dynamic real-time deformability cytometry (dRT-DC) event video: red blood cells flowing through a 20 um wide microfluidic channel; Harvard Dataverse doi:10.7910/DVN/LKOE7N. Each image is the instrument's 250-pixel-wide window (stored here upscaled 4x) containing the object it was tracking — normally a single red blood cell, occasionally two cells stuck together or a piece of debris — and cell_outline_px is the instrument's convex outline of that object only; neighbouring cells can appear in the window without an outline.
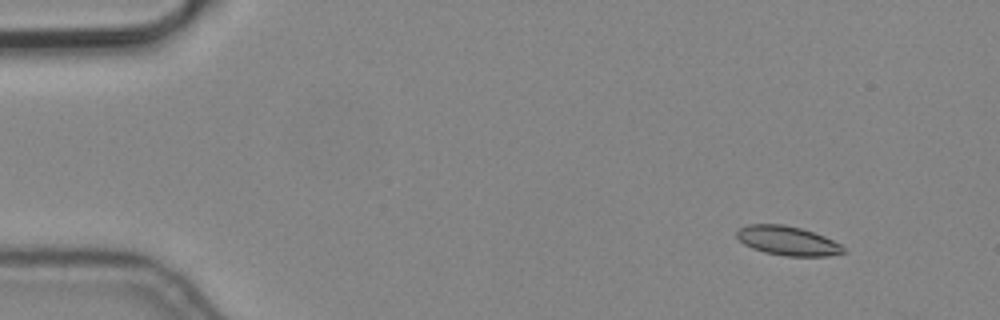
{"species": "common noctule bat (a hibernating species)", "species_latin": "Nyctalus noctula", "temperature_condition": "cold", "stored_images_in_passage": 3, "camera_frame_rate_fps": 3000, "um_per_image_px": 0.085, "animal": {"sex": "male", "body_mass_g": 19.2, "forearm_length_mm": 51.8}, "frame": {"image": 1, "passage_image": 1, "time_ms": 0.0, "image_size_px": [1000, 320], "cell_outline_px": [[848, 252], [828, 256], [784, 256], [764, 252], [752, 248], [744, 244], [736, 236], [736, 232], [740, 228], [748, 224], [784, 224], [800, 228], [824, 236], [840, 244]], "centroid_in_image_um": [66.95, 20.47], "position_along_channel_um": 18.1, "area_um2": 18.15}}